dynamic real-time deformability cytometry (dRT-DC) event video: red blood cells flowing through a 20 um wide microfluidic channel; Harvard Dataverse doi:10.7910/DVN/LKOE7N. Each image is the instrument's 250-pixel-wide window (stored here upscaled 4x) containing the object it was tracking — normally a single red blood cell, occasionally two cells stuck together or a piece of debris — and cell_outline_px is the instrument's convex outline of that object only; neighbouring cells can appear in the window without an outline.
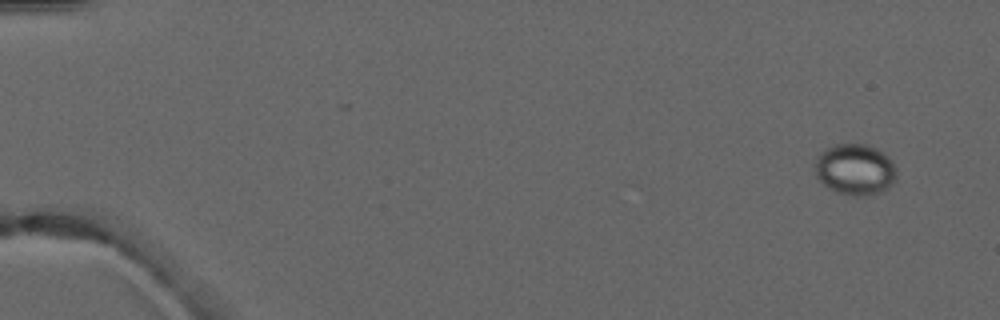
{"species": "common noctule bat (a hibernating species)", "species_latin": "Nyctalus noctula", "temperature_condition": "warm", "stored_images_in_passage": 5, "camera_frame_rate_fps": 3000, "um_per_image_px": 0.085, "animal": {"sex": "male", "forearm_length_mm": 52.5}, "frame": {"image": 1, "passage_image": 5, "time_ms": 7.333, "image_size_px": [1000, 320], "cell_outline_px": [[896, 180], [888, 188], [880, 192], [856, 196], [836, 192], [828, 188], [816, 176], [812, 164], [820, 152], [836, 144], [868, 144], [876, 148], [888, 156], [896, 168]], "centroid_in_image_um": [72.66, 14.39], "position_along_channel_um": 12.3, "area_um2": 24.45}}